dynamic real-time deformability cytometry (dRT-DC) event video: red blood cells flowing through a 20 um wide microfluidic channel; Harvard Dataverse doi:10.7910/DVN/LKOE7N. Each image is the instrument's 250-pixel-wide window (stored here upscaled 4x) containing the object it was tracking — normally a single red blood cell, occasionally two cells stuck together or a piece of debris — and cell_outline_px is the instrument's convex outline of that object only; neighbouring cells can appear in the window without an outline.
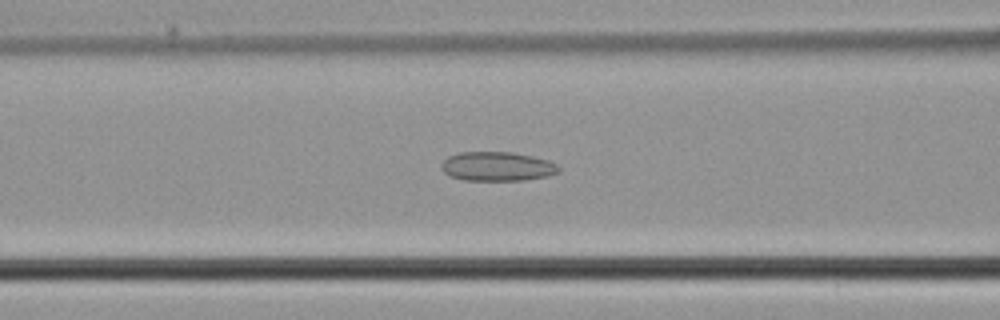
{"species": "common noctule bat (a hibernating species)", "species_latin": "Nyctalus noctula", "temperature_condition": "cold", "stored_images_in_passage": 38, "camera_frame_rate_fps": 3000, "um_per_image_px": 0.085, "animal": {"sex": "male", "body_mass_g": 21.5, "forearm_length_mm": 52.0}, "frame": {"image": 1, "passage_image": 14, "time_ms": 4.333, "image_size_px": [1000, 320], "cell_outline_px": [[560, 172], [548, 176], [524, 180], [464, 180], [448, 176], [440, 168], [440, 164], [448, 156], [460, 152], [512, 152], [532, 156], [548, 160], [556, 164], [560, 168]], "centroid_in_image_um": [42.25, 14.15], "position_along_channel_um": 124.4, "area_um2": 20.11}}
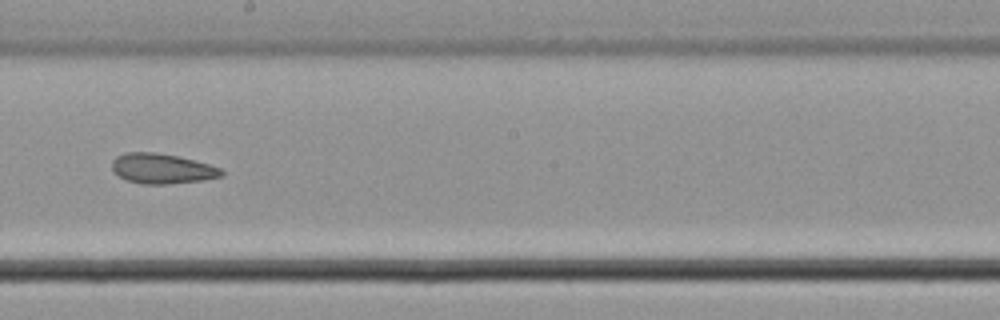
{"frame": {"image": 2, "passage_image": 22, "time_ms": 7.0, "image_size_px": [1000, 320], "cell_outline_px": [[224, 176], [204, 180], [168, 184], [140, 184], [128, 180], [112, 172], [112, 160], [116, 156], [124, 152], [156, 152], [176, 156], [208, 164], [220, 168], [224, 172]], "centroid_in_image_um": [13.75, 14.33], "position_along_channel_um": 234.5, "area_um2": 19.25}}
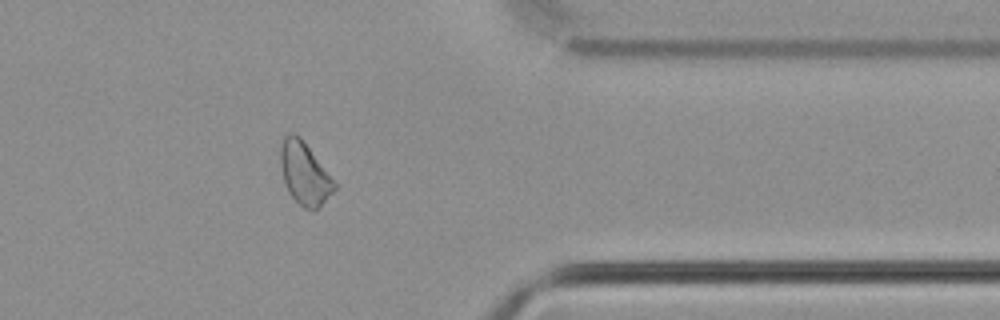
{"frame": {"image": 3, "passage_image": 34, "time_ms": 11.0, "image_size_px": [1000, 320], "cell_outline_px": [[336, 188], [312, 212], [304, 208], [288, 192], [284, 180], [280, 164], [280, 148], [284, 136], [288, 132], [292, 132], [300, 136], [336, 184]], "centroid_in_image_um": [25.84, 14.71], "position_along_channel_um": 385.6, "area_um2": 19.13}}